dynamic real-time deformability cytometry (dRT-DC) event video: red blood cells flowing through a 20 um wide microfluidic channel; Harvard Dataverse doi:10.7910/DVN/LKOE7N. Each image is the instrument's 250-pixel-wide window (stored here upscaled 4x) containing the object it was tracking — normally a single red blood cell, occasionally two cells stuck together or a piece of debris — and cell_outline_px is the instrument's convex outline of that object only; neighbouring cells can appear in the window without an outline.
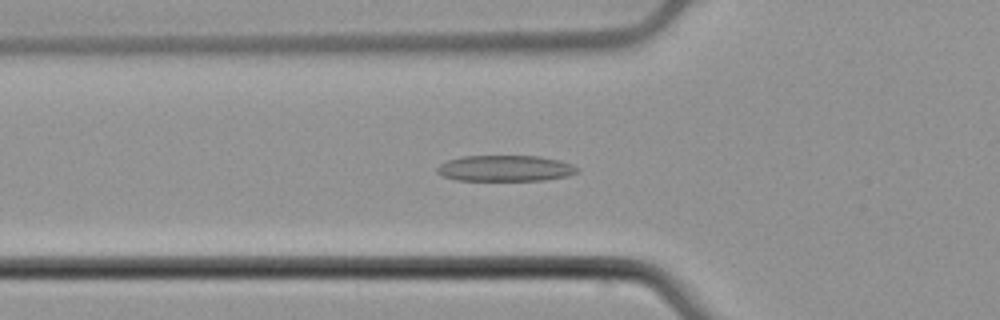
{"species": "common noctule bat (a hibernating species)", "species_latin": "Nyctalus noctula", "temperature_condition": "cold", "stored_images_in_passage": 42, "camera_frame_rate_fps": 3000, "um_per_image_px": 0.085, "animal": {"sex": "male", "body_mass_g": 21.5, "forearm_length_mm": 52.0}, "frame": {"image": 1, "passage_image": 8, "time_ms": 2.333, "image_size_px": [1000, 320], "cell_outline_px": [[580, 172], [568, 176], [544, 180], [456, 180], [444, 176], [436, 172], [436, 168], [440, 164], [448, 160], [460, 156], [540, 156], [560, 160], [572, 164], [580, 168]], "centroid_in_image_um": [42.98, 14.3], "position_along_channel_um": 82.8, "area_um2": 21.39}}
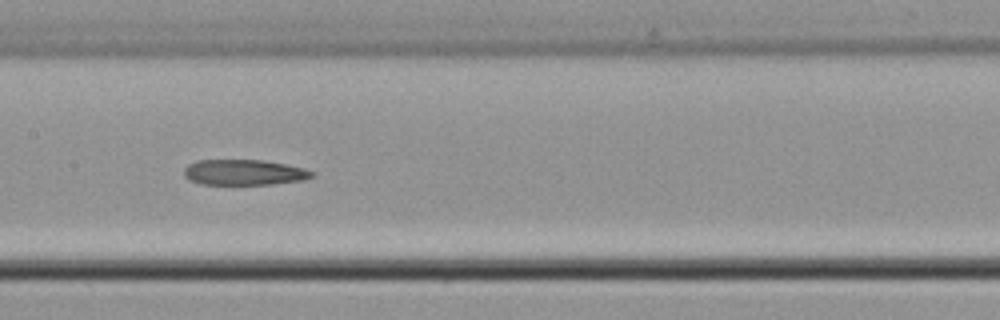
{"frame": {"image": 2, "passage_image": 16, "time_ms": 5.0, "image_size_px": [1000, 320], "cell_outline_px": [[316, 176], [304, 180], [272, 184], [200, 184], [188, 180], [184, 176], [184, 168], [188, 164], [196, 160], [264, 160], [304, 168], [316, 172]], "centroid_in_image_um": [20.76, 14.65], "position_along_channel_um": 186.6, "area_um2": 19.25}}
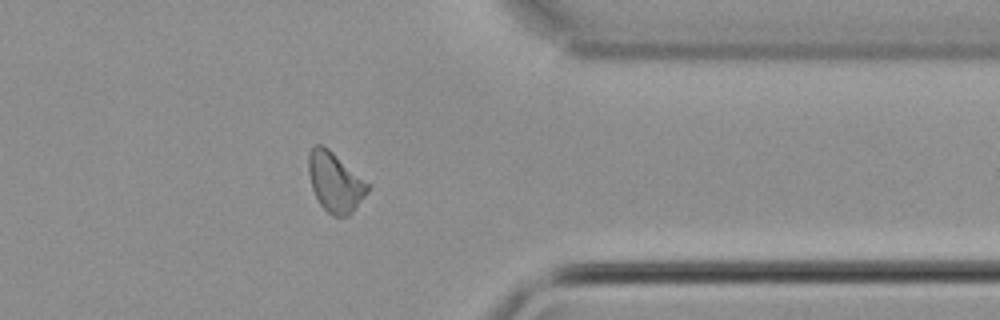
{"frame": {"image": 3, "passage_image": 32, "time_ms": 10.333, "image_size_px": [1000, 320], "cell_outline_px": [[368, 192], [352, 212], [348, 216], [332, 216], [320, 204], [312, 188], [308, 172], [308, 156], [312, 148], [316, 144], [320, 144], [328, 148], [368, 184]], "centroid_in_image_um": [28.45, 15.49], "position_along_channel_um": 382.9, "area_um2": 20.06}}